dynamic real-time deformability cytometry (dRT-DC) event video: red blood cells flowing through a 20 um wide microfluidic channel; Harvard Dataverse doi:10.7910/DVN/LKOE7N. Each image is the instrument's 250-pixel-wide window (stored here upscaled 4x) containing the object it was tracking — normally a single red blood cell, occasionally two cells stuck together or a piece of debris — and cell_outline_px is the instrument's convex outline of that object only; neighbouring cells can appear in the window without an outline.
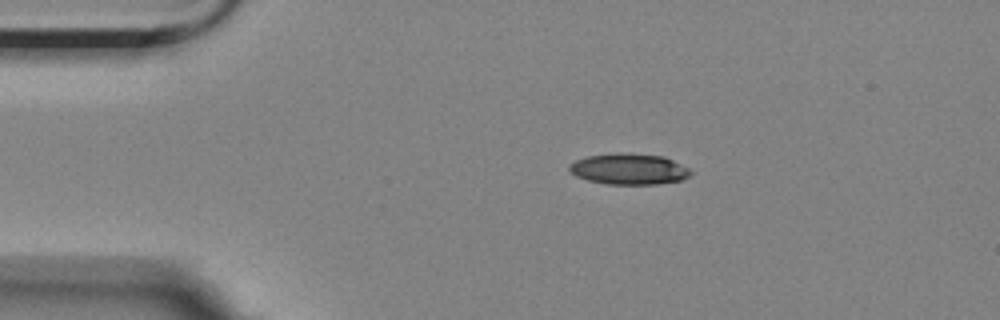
{"species": "Egyptian fruit bat (a non-hibernating species)", "species_latin": "Rousettus aegyptiacus", "temperature_condition": "room temperature", "stored_images_in_passage": 47, "camera_frame_rate_fps": 3000, "um_per_image_px": 0.085, "animal": {"sex": "female"}, "frame": {"image": 1, "passage_image": 1, "time_ms": 0.0, "image_size_px": [1000, 320], "cell_outline_px": [[692, 172], [688, 176], [680, 180], [656, 184], [608, 184], [588, 180], [576, 176], [568, 168], [568, 164], [584, 156], [616, 152], [624, 152], [664, 156], [688, 168]], "centroid_in_image_um": [53.42, 14.35], "position_along_channel_um": 31.6, "area_um2": 21.96}}
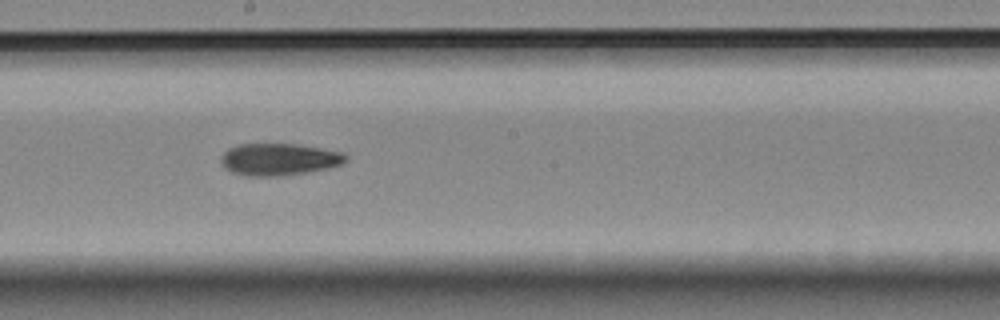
{"frame": {"image": 2, "passage_image": 21, "time_ms": 6.667, "image_size_px": [1000, 320], "cell_outline_px": [[348, 160], [344, 164], [328, 168], [280, 176], [244, 176], [228, 172], [224, 168], [220, 160], [220, 156], [228, 148], [240, 144], [296, 144], [344, 152], [348, 156]], "centroid_in_image_um": [23.7, 13.55], "position_along_channel_um": 224.5, "area_um2": 23.58}}
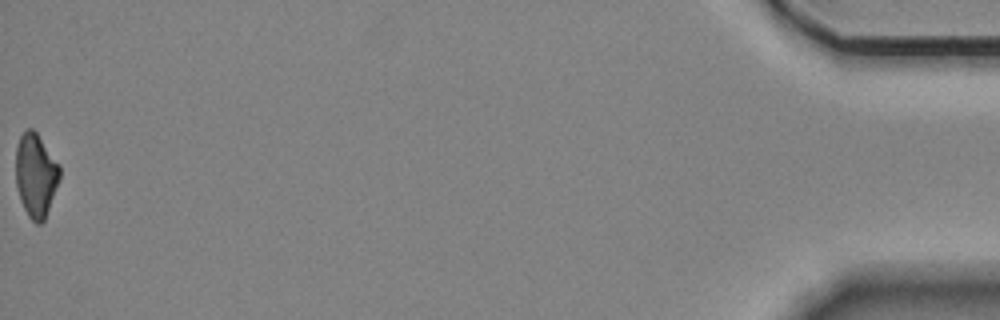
{"frame": {"image": 3, "passage_image": 47, "time_ms": 15.333, "image_size_px": [1000, 320], "cell_outline_px": [[60, 180], [44, 220], [40, 224], [36, 224], [28, 216], [20, 200], [16, 184], [16, 144], [20, 136], [28, 128], [32, 128], [36, 132], [60, 164]], "centroid_in_image_um": [3.05, 14.89], "position_along_channel_um": 432.2, "area_um2": 21.5}, "authors_computed_cell_mechanics": {"area_um2": 22.831, "velocity_mm_per_s": 3.5331, "shape_relaxation_time_tau1_ms": 7.0026, "shape_relaxation_time_tau2_ms": null, "deformation_change_tau1": 0.1572, "deformation_change_tau2": null}}